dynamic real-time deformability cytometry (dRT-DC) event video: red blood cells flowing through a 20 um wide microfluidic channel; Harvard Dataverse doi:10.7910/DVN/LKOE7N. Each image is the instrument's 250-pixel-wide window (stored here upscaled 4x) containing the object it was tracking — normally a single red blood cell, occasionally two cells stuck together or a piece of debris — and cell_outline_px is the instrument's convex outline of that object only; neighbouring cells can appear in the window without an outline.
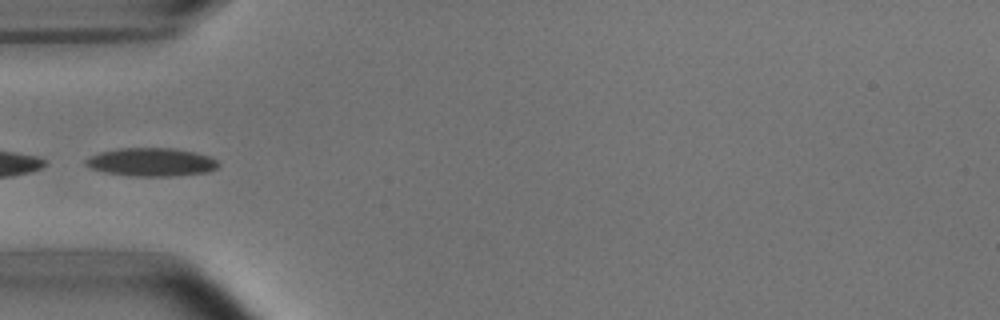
{"species": "common noctule bat (a hibernating species)", "species_latin": "Nyctalus noctula", "temperature_condition": "room temperature", "stored_images_in_passage": 5, "camera_frame_rate_fps": 3000, "um_per_image_px": 0.085, "animal": {"sex": "male", "body_mass_g": 15.6}, "frame": {"image": 1, "passage_image": 3, "time_ms": 3.333, "image_size_px": [1000, 320], "cell_outline_px": [[220, 164], [216, 168], [208, 172], [172, 176], [128, 176], [104, 172], [92, 168], [84, 164], [84, 160], [100, 152], [116, 148], [172, 148], [196, 152], [212, 156]], "centroid_in_image_um": [12.88, 13.77], "position_along_channel_um": 72.1, "area_um2": 22.02}}
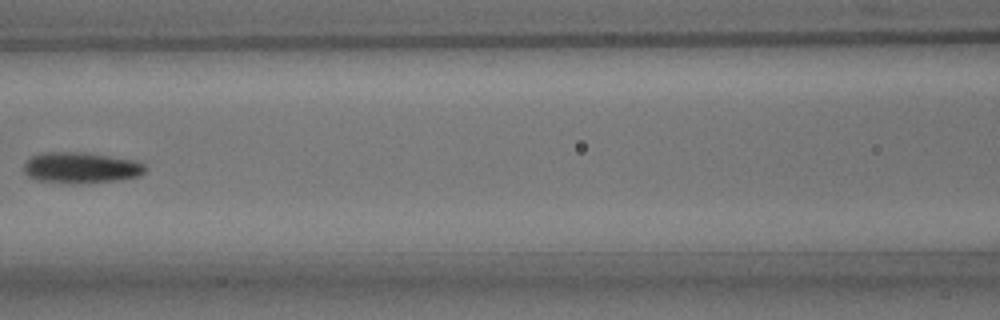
{"frame": {"image": 2, "passage_image": 5, "time_ms": 5.667, "image_size_px": [1000, 320], "cell_outline_px": [[148, 168], [140, 176], [120, 180], [80, 184], [60, 184], [36, 180], [28, 176], [24, 172], [24, 164], [32, 156], [48, 152], [80, 152], [136, 160], [144, 164]], "centroid_in_image_um": [6.89, 14.28], "position_along_channel_um": 159.7, "area_um2": 22.25}}